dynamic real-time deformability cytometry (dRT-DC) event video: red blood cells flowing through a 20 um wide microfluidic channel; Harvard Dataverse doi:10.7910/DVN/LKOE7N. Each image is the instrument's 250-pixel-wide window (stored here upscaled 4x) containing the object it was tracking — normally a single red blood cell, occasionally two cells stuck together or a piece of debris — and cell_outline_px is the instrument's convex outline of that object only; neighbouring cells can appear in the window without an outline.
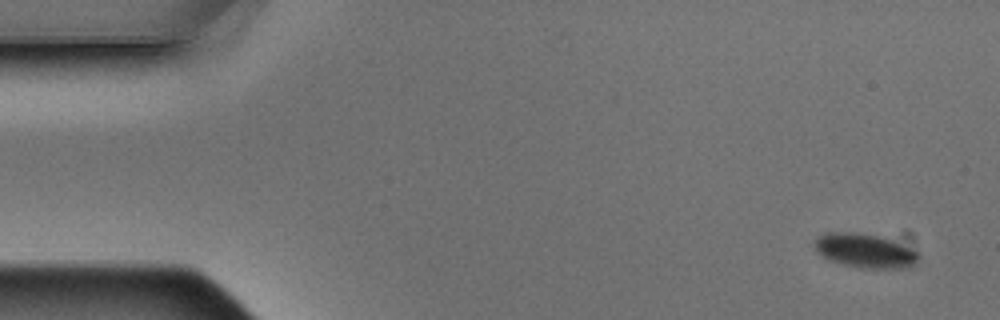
{"species": "Egyptian fruit bat (a non-hibernating species)", "species_latin": "Rousettus aegyptiacus", "temperature_condition": "warm", "stored_images_in_passage": 4, "camera_frame_rate_fps": 3000, "um_per_image_px": 0.085, "animal": {"sex": "male"}, "frame": {"image": 1, "passage_image": 1, "time_ms": 0.0, "image_size_px": [1000, 320], "cell_outline_px": [[920, 256], [916, 264], [908, 268], [860, 268], [844, 264], [832, 260], [824, 256], [812, 244], [816, 236], [828, 232], [860, 232], [892, 240], [916, 252]], "centroid_in_image_um": [73.51, 21.3], "position_along_channel_um": 11.5, "area_um2": 20.46}}
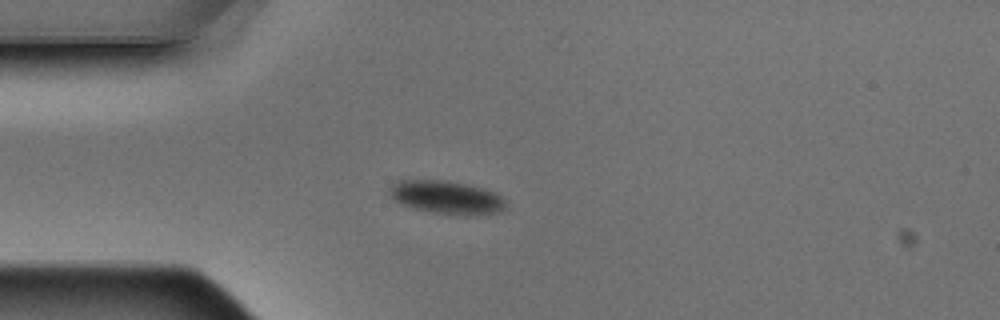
{"frame": {"image": 2, "passage_image": 4, "time_ms": 1.0, "image_size_px": [1000, 320], "cell_outline_px": [[504, 212], [476, 216], [452, 216], [412, 208], [400, 204], [392, 200], [388, 192], [388, 188], [396, 180], [440, 180], [468, 184], [492, 192], [500, 196], [504, 200]], "centroid_in_image_um": [37.91, 16.81], "position_along_channel_um": 47.1, "area_um2": 23.0}}